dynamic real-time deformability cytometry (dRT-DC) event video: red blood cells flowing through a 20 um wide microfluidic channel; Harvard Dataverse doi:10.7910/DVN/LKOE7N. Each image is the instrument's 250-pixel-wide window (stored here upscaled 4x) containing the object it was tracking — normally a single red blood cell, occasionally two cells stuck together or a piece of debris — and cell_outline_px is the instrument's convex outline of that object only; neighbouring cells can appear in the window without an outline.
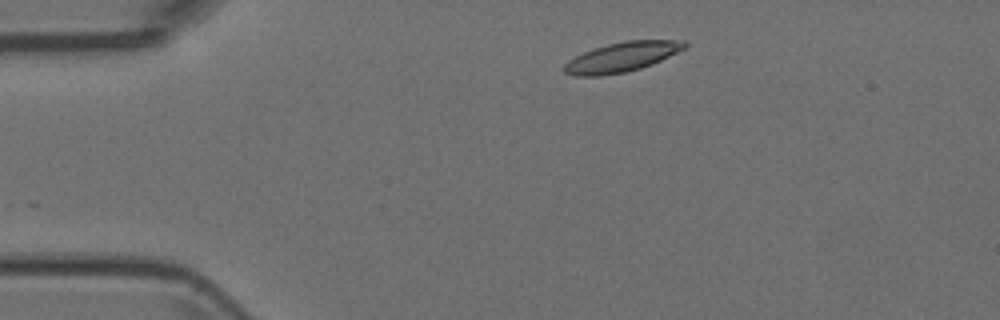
{"species": "Egyptian fruit bat (a non-hibernating species)", "species_latin": "Rousettus aegyptiacus", "temperature_condition": "room temperature", "stored_images_in_passage": 7, "camera_frame_rate_fps": 3000, "um_per_image_px": 0.085, "animal": {"sex": "female"}, "frame": {"image": 1, "passage_image": 2, "time_ms": 0.333, "image_size_px": [1000, 320], "cell_outline_px": [[688, 44], [684, 48], [652, 64], [640, 68], [624, 72], [600, 76], [576, 76], [564, 72], [560, 68], [568, 60], [592, 48], [624, 40], [684, 40]], "centroid_in_image_um": [52.8, 4.84], "position_along_channel_um": 32.2, "area_um2": 20.75}}
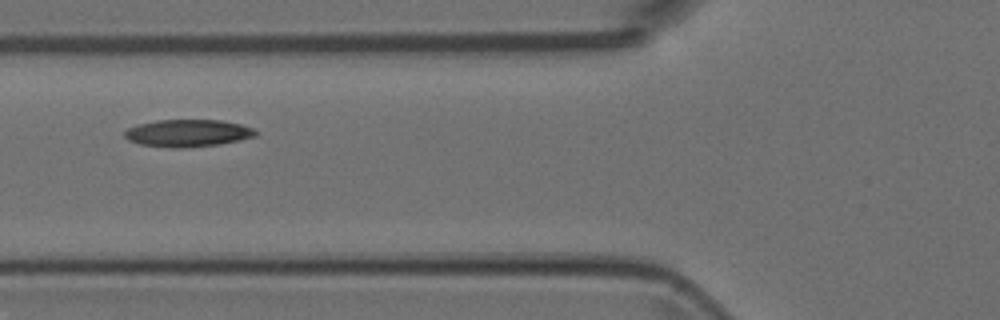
{"frame": {"image": 2, "passage_image": 5, "time_ms": 1.333, "image_size_px": [1000, 320], "cell_outline_px": [[256, 136], [240, 140], [220, 144], [184, 148], [172, 148], [140, 144], [128, 140], [124, 136], [124, 132], [128, 128], [136, 124], [156, 120], [220, 120], [240, 124], [252, 128], [256, 132]], "centroid_in_image_um": [15.93, 11.31], "position_along_channel_um": 109.9, "area_um2": 20.87}}
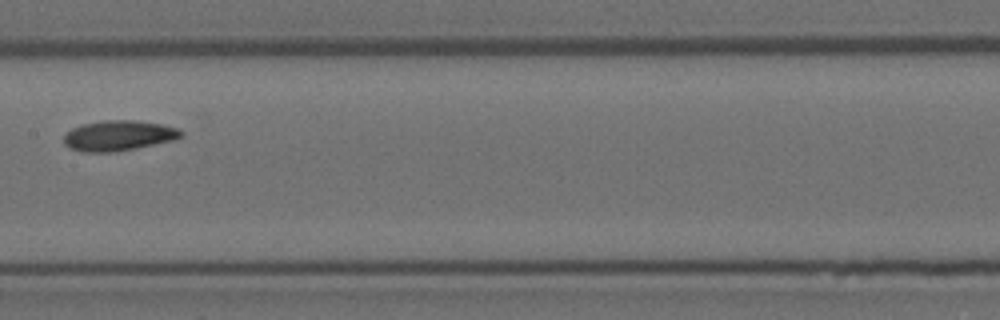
{"frame": {"image": 3, "passage_image": 7, "time_ms": 2.0, "image_size_px": [1000, 320], "cell_outline_px": [[184, 136], [172, 140], [136, 148], [112, 152], [80, 152], [68, 148], [64, 144], [64, 136], [72, 128], [80, 124], [104, 120], [136, 120], [164, 124], [180, 128], [184, 132]], "centroid_in_image_um": [10.09, 11.52], "position_along_channel_um": 197.3, "area_um2": 20.98}}